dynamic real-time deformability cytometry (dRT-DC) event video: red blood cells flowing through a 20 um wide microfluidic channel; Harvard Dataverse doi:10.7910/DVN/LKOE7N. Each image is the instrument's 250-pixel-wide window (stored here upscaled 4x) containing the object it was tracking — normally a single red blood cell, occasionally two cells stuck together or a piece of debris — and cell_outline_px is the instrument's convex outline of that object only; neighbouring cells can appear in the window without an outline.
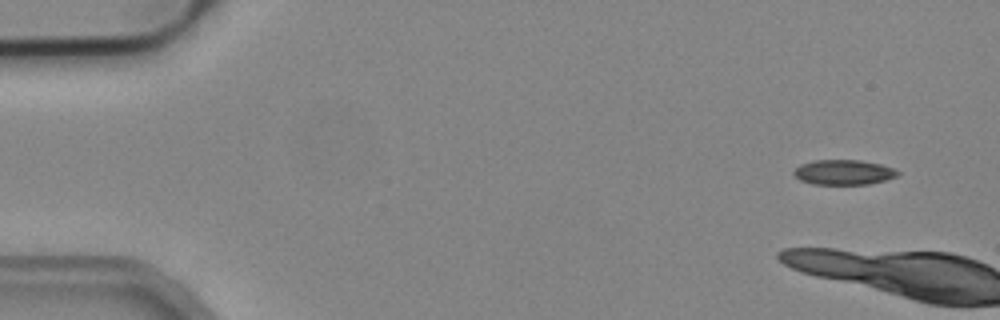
{"species": "common noctule bat (a hibernating species)", "species_latin": "Nyctalus noctula", "temperature_condition": "cold", "stored_images_in_passage": 3, "camera_frame_rate_fps": 3000, "um_per_image_px": 0.085, "animal": {"sex": "male", "body_mass_g": 19.2, "forearm_length_mm": 51.8}, "frame": {"image": 1, "passage_image": 1, "time_ms": 0.0, "image_size_px": [1000, 320], "cell_outline_px": [[900, 172], [896, 176], [884, 180], [868, 184], [812, 184], [800, 180], [792, 172], [800, 164], [812, 160], [860, 160], [880, 164], [892, 168]], "centroid_in_image_um": [71.67, 14.63], "position_along_channel_um": 13.3, "area_um2": 15.03}}